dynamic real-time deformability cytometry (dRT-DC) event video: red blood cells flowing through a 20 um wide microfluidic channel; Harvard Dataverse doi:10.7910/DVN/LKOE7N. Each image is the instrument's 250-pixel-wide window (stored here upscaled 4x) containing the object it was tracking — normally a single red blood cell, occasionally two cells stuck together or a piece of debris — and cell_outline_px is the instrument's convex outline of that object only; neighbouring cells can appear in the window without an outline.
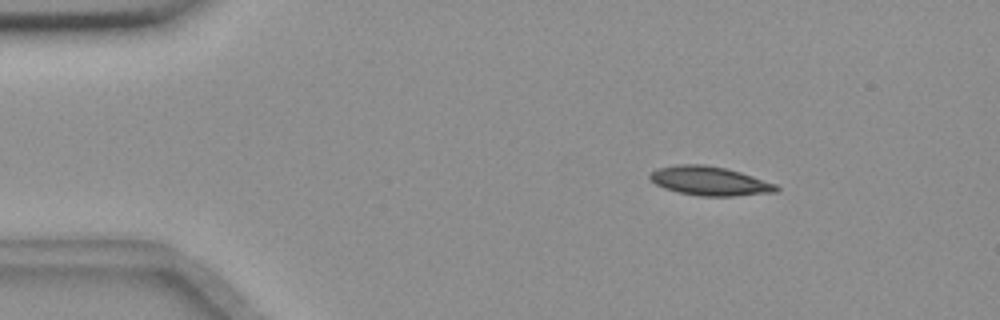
{"species": "common noctule bat (a hibernating species)", "species_latin": "Nyctalus noctula", "temperature_condition": "room temperature", "stored_images_in_passage": 52, "camera_frame_rate_fps": 3000, "um_per_image_px": 0.085, "animal": {"sex": "female", "body_mass_g": 18.4}, "frame": {"image": 1, "passage_image": 5, "time_ms": 1.333, "image_size_px": [1000, 320], "cell_outline_px": [[780, 188], [776, 192], [736, 196], [700, 196], [680, 192], [664, 188], [656, 184], [648, 176], [656, 168], [680, 164], [704, 164], [724, 168], [740, 172], [776, 184]], "centroid_in_image_um": [60.33, 15.38], "position_along_channel_um": 24.7, "area_um2": 21.21}}
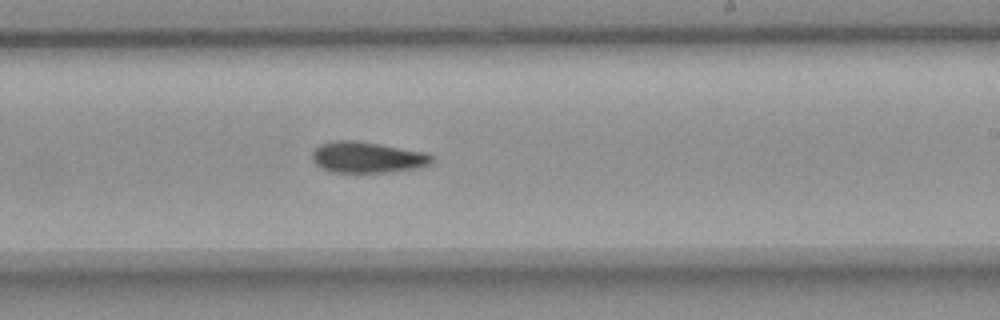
{"frame": {"image": 2, "passage_image": 30, "time_ms": 9.667, "image_size_px": [1000, 320], "cell_outline_px": [[432, 164], [420, 168], [392, 172], [332, 172], [320, 168], [312, 160], [312, 152], [320, 144], [336, 140], [352, 140], [380, 144], [428, 152], [432, 156]], "centroid_in_image_um": [31.25, 13.38], "position_along_channel_um": 257.8, "area_um2": 21.91}}
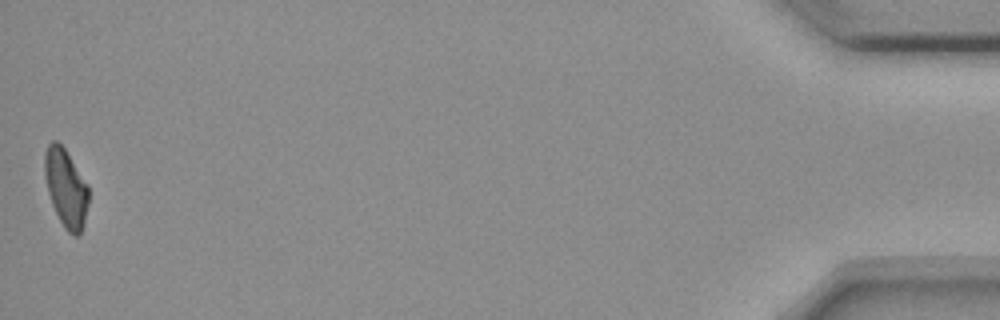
{"frame": {"image": 3, "passage_image": 52, "time_ms": 17.0, "image_size_px": [1000, 320], "cell_outline_px": [[88, 204], [84, 224], [80, 232], [76, 236], [72, 236], [64, 228], [52, 204], [48, 192], [44, 176], [44, 152], [48, 144], [52, 140], [56, 140], [64, 148], [88, 184]], "centroid_in_image_um": [5.59, 15.97], "position_along_channel_um": 429.6, "area_um2": 20.0}, "authors_computed_cell_mechanics": {"area_um2": 21.4149, "velocity_mm_per_s": 3.6414, "shape_relaxation_time_tau1_ms": 10.2779, "shape_relaxation_time_tau2_ms": null, "deformation_change_tau1": 0.1987, "deformation_change_tau2": null}}